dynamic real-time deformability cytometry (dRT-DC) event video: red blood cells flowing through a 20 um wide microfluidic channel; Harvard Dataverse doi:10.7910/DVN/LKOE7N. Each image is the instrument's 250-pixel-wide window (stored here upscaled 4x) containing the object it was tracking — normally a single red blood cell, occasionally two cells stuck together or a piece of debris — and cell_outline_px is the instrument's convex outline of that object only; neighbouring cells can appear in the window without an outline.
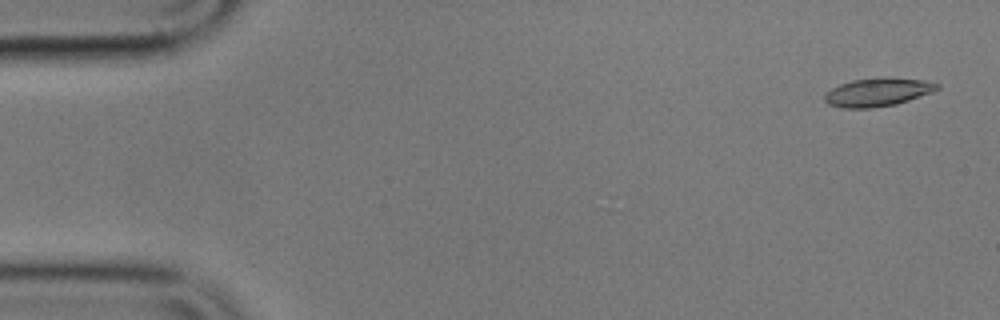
{"species": "common noctule bat (a hibernating species)", "species_latin": "Nyctalus noctula", "temperature_condition": "cold", "stored_images_in_passage": 10, "camera_frame_rate_fps": 3000, "um_per_image_px": 0.085, "animal": {"sex": "male", "body_mass_g": 17.9}, "frame": {"image": 1, "passage_image": 2, "time_ms": 0.333, "image_size_px": [1000, 320], "cell_outline_px": [[940, 88], [932, 92], [896, 104], [872, 108], [844, 108], [828, 104], [824, 100], [824, 96], [832, 88], [840, 84], [852, 80], [876, 76], [888, 76], [924, 80], [940, 84]], "centroid_in_image_um": [74.62, 7.81], "position_along_channel_um": 10.4, "area_um2": 18.84}}